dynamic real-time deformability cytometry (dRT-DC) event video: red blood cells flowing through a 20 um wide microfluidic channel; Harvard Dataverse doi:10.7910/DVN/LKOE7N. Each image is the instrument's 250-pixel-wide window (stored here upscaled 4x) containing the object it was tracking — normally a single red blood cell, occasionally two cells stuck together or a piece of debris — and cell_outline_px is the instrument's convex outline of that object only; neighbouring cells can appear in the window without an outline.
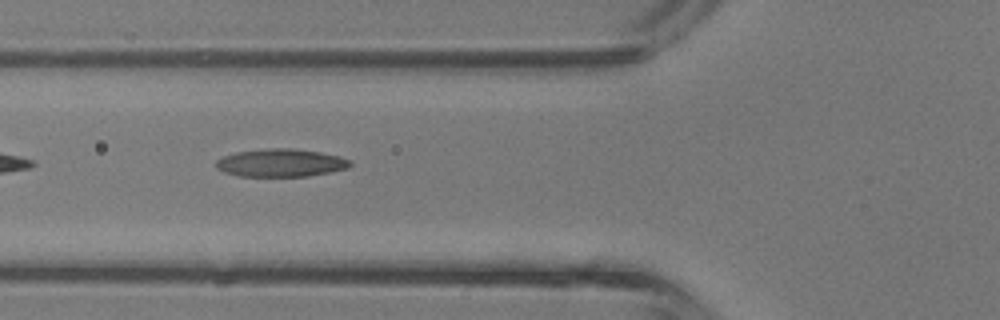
{"species": "common noctule bat (a hibernating species)", "species_latin": "Nyctalus noctula", "temperature_condition": "room temperature", "stored_images_in_passage": 5, "camera_frame_rate_fps": 3000, "um_per_image_px": 0.085, "animal": {"sex": "male", "body_mass_g": 13.3}, "frame": {"image": 1, "passage_image": 4, "time_ms": 1.0, "image_size_px": [1000, 320], "cell_outline_px": [[352, 164], [348, 168], [308, 176], [240, 176], [224, 172], [216, 168], [216, 160], [224, 156], [236, 152], [268, 148], [296, 148], [320, 152], [340, 156], [352, 160]], "centroid_in_image_um": [23.89, 13.83], "position_along_channel_um": 101.9, "area_um2": 21.85}}
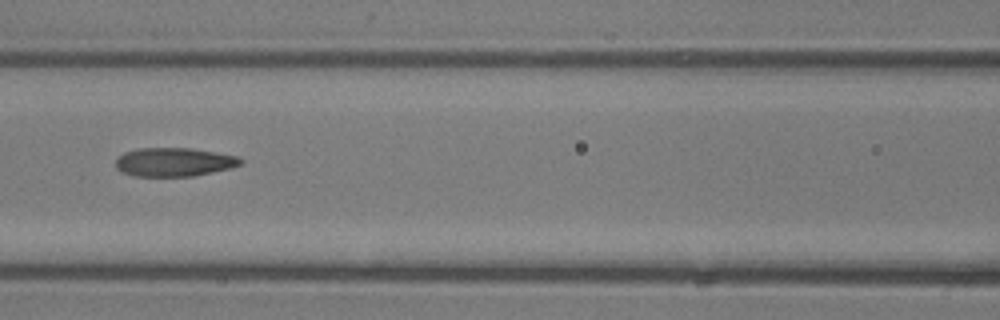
{"frame": {"image": 2, "passage_image": 5, "time_ms": 1.333, "image_size_px": [1000, 320], "cell_outline_px": [[244, 164], [232, 168], [192, 176], [132, 176], [120, 172], [116, 168], [116, 160], [124, 152], [140, 148], [192, 148], [240, 156], [244, 160]], "centroid_in_image_um": [14.84, 13.77], "position_along_channel_um": 151.8, "area_um2": 21.15}}